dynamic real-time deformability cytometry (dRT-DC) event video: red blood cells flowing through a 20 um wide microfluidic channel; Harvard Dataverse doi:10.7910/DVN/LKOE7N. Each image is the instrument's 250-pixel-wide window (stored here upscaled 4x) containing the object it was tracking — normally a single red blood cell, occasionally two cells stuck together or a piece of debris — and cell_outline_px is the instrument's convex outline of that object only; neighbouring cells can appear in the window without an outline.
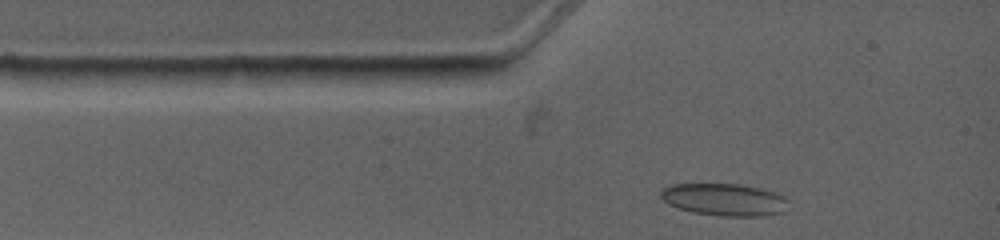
{"species": "common noctule bat (a hibernating species)", "species_latin": "Nyctalus noctula", "temperature_condition": "warm", "stored_images_in_passage": 2, "camera_frame_rate_fps": 4500, "um_per_image_px": 0.085, "animal": {"sex": "female", "body_mass_g": 19.0, "forearm_length_mm": 53.3}, "frame": {"image": 1, "passage_image": 1, "time_ms": 0.0, "image_size_px": [1000, 240], "cell_outline_px": [[788, 200], [784, 212], [764, 216], [716, 216], [692, 212], [668, 204], [660, 196], [660, 192], [664, 188], [672, 184], [740, 184], [760, 188], [784, 196]], "centroid_in_image_um": [61.57, 16.97], "position_along_channel_um": 23.4, "area_um2": 23.99}}